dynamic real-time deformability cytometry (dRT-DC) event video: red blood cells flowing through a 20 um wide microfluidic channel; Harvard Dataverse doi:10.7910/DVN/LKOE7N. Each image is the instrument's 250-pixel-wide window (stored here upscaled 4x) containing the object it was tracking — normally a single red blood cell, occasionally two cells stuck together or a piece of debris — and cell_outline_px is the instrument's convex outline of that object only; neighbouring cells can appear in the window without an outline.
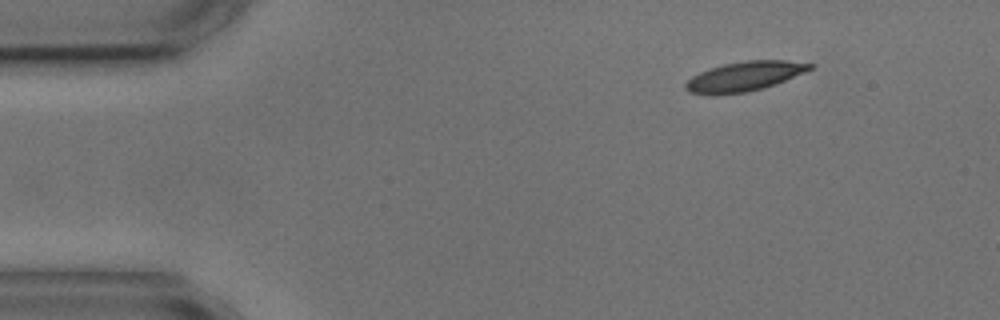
{"species": "common noctule bat (a hibernating species)", "species_latin": "Nyctalus noctula", "temperature_condition": "cold", "stored_images_in_passage": 3, "camera_frame_rate_fps": 3000, "um_per_image_px": 0.085, "animal": {"sex": "male", "body_mass_g": 17.9, "forearm_length_mm": 54.2}, "frame": {"image": 1, "passage_image": 1, "time_ms": 0.0, "image_size_px": [1000, 320], "cell_outline_px": [[816, 64], [812, 68], [804, 72], [764, 88], [744, 92], [712, 96], [688, 92], [684, 88], [684, 84], [692, 76], [708, 68], [724, 64], [748, 60], [784, 60]], "centroid_in_image_um": [63.22, 6.5], "position_along_channel_um": 21.8, "area_um2": 21.44}}